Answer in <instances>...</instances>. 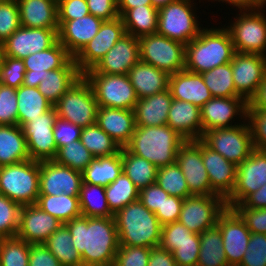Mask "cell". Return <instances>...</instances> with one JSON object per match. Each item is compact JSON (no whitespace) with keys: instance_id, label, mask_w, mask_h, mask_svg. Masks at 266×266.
Segmentation results:
<instances>
[{"instance_id":"1","label":"cell","mask_w":266,"mask_h":266,"mask_svg":"<svg viewBox=\"0 0 266 266\" xmlns=\"http://www.w3.org/2000/svg\"><path fill=\"white\" fill-rule=\"evenodd\" d=\"M83 266H113L119 248L114 217L80 216L64 224Z\"/></svg>"},{"instance_id":"2","label":"cell","mask_w":266,"mask_h":266,"mask_svg":"<svg viewBox=\"0 0 266 266\" xmlns=\"http://www.w3.org/2000/svg\"><path fill=\"white\" fill-rule=\"evenodd\" d=\"M234 53V45L226 27L203 28L196 38L185 45V69L201 74L230 63Z\"/></svg>"},{"instance_id":"3","label":"cell","mask_w":266,"mask_h":266,"mask_svg":"<svg viewBox=\"0 0 266 266\" xmlns=\"http://www.w3.org/2000/svg\"><path fill=\"white\" fill-rule=\"evenodd\" d=\"M119 246L155 248L159 246L162 225L156 215L138 199L114 214Z\"/></svg>"},{"instance_id":"4","label":"cell","mask_w":266,"mask_h":266,"mask_svg":"<svg viewBox=\"0 0 266 266\" xmlns=\"http://www.w3.org/2000/svg\"><path fill=\"white\" fill-rule=\"evenodd\" d=\"M186 140L167 124L162 126L135 127L126 148L157 168L176 162L178 148Z\"/></svg>"},{"instance_id":"5","label":"cell","mask_w":266,"mask_h":266,"mask_svg":"<svg viewBox=\"0 0 266 266\" xmlns=\"http://www.w3.org/2000/svg\"><path fill=\"white\" fill-rule=\"evenodd\" d=\"M39 175L40 162L32 159L0 166V194L21 206L36 204Z\"/></svg>"},{"instance_id":"6","label":"cell","mask_w":266,"mask_h":266,"mask_svg":"<svg viewBox=\"0 0 266 266\" xmlns=\"http://www.w3.org/2000/svg\"><path fill=\"white\" fill-rule=\"evenodd\" d=\"M60 119L81 128L97 121L98 104L90 83L82 75L53 105Z\"/></svg>"},{"instance_id":"7","label":"cell","mask_w":266,"mask_h":266,"mask_svg":"<svg viewBox=\"0 0 266 266\" xmlns=\"http://www.w3.org/2000/svg\"><path fill=\"white\" fill-rule=\"evenodd\" d=\"M191 1L176 0L160 8L156 33L184 45L196 38L203 28L194 13V0Z\"/></svg>"},{"instance_id":"8","label":"cell","mask_w":266,"mask_h":266,"mask_svg":"<svg viewBox=\"0 0 266 266\" xmlns=\"http://www.w3.org/2000/svg\"><path fill=\"white\" fill-rule=\"evenodd\" d=\"M83 76L90 83L99 107L134 110L138 97L128 75L85 72Z\"/></svg>"},{"instance_id":"9","label":"cell","mask_w":266,"mask_h":266,"mask_svg":"<svg viewBox=\"0 0 266 266\" xmlns=\"http://www.w3.org/2000/svg\"><path fill=\"white\" fill-rule=\"evenodd\" d=\"M264 10H240L227 26L235 52L266 57V17Z\"/></svg>"},{"instance_id":"10","label":"cell","mask_w":266,"mask_h":266,"mask_svg":"<svg viewBox=\"0 0 266 266\" xmlns=\"http://www.w3.org/2000/svg\"><path fill=\"white\" fill-rule=\"evenodd\" d=\"M140 61L169 74L185 69V45L157 33L139 38Z\"/></svg>"},{"instance_id":"11","label":"cell","mask_w":266,"mask_h":266,"mask_svg":"<svg viewBox=\"0 0 266 266\" xmlns=\"http://www.w3.org/2000/svg\"><path fill=\"white\" fill-rule=\"evenodd\" d=\"M201 140L237 166L254 150L250 129L245 122L231 128H214L206 131Z\"/></svg>"},{"instance_id":"12","label":"cell","mask_w":266,"mask_h":266,"mask_svg":"<svg viewBox=\"0 0 266 266\" xmlns=\"http://www.w3.org/2000/svg\"><path fill=\"white\" fill-rule=\"evenodd\" d=\"M226 208L220 195H191L183 200L178 221L189 231L200 234L214 227Z\"/></svg>"},{"instance_id":"13","label":"cell","mask_w":266,"mask_h":266,"mask_svg":"<svg viewBox=\"0 0 266 266\" xmlns=\"http://www.w3.org/2000/svg\"><path fill=\"white\" fill-rule=\"evenodd\" d=\"M57 118L53 107L21 126L30 159L38 162L55 159L58 149L53 132Z\"/></svg>"},{"instance_id":"14","label":"cell","mask_w":266,"mask_h":266,"mask_svg":"<svg viewBox=\"0 0 266 266\" xmlns=\"http://www.w3.org/2000/svg\"><path fill=\"white\" fill-rule=\"evenodd\" d=\"M266 184V150L254 149L237 166L236 183L232 193L225 199L226 206L241 204L250 194Z\"/></svg>"},{"instance_id":"15","label":"cell","mask_w":266,"mask_h":266,"mask_svg":"<svg viewBox=\"0 0 266 266\" xmlns=\"http://www.w3.org/2000/svg\"><path fill=\"white\" fill-rule=\"evenodd\" d=\"M176 163L185 176L192 195H218L212 188L201 153V139L185 141L179 148Z\"/></svg>"},{"instance_id":"16","label":"cell","mask_w":266,"mask_h":266,"mask_svg":"<svg viewBox=\"0 0 266 266\" xmlns=\"http://www.w3.org/2000/svg\"><path fill=\"white\" fill-rule=\"evenodd\" d=\"M58 41V29L21 26L2 44L1 56L24 59L52 47Z\"/></svg>"},{"instance_id":"17","label":"cell","mask_w":266,"mask_h":266,"mask_svg":"<svg viewBox=\"0 0 266 266\" xmlns=\"http://www.w3.org/2000/svg\"><path fill=\"white\" fill-rule=\"evenodd\" d=\"M231 67L236 92L249 102L266 76V57L235 52Z\"/></svg>"},{"instance_id":"18","label":"cell","mask_w":266,"mask_h":266,"mask_svg":"<svg viewBox=\"0 0 266 266\" xmlns=\"http://www.w3.org/2000/svg\"><path fill=\"white\" fill-rule=\"evenodd\" d=\"M124 34L126 32L121 17L103 21L94 38L74 57L79 71L84 74L92 69Z\"/></svg>"},{"instance_id":"19","label":"cell","mask_w":266,"mask_h":266,"mask_svg":"<svg viewBox=\"0 0 266 266\" xmlns=\"http://www.w3.org/2000/svg\"><path fill=\"white\" fill-rule=\"evenodd\" d=\"M82 172L60 165L54 160L40 162L39 195L78 197Z\"/></svg>"},{"instance_id":"20","label":"cell","mask_w":266,"mask_h":266,"mask_svg":"<svg viewBox=\"0 0 266 266\" xmlns=\"http://www.w3.org/2000/svg\"><path fill=\"white\" fill-rule=\"evenodd\" d=\"M217 225L222 234V244L228 265L239 266L247 251L250 230L240 215L233 208L228 207L220 214Z\"/></svg>"},{"instance_id":"21","label":"cell","mask_w":266,"mask_h":266,"mask_svg":"<svg viewBox=\"0 0 266 266\" xmlns=\"http://www.w3.org/2000/svg\"><path fill=\"white\" fill-rule=\"evenodd\" d=\"M247 106L248 102L242 97H213L200 108L203 134L214 128L240 125L241 122L233 125L232 119L239 115L240 119L246 121Z\"/></svg>"},{"instance_id":"22","label":"cell","mask_w":266,"mask_h":266,"mask_svg":"<svg viewBox=\"0 0 266 266\" xmlns=\"http://www.w3.org/2000/svg\"><path fill=\"white\" fill-rule=\"evenodd\" d=\"M139 61V38L126 33L92 69L86 72L127 75Z\"/></svg>"},{"instance_id":"23","label":"cell","mask_w":266,"mask_h":266,"mask_svg":"<svg viewBox=\"0 0 266 266\" xmlns=\"http://www.w3.org/2000/svg\"><path fill=\"white\" fill-rule=\"evenodd\" d=\"M62 223L36 204L21 207L17 237L29 244H44Z\"/></svg>"},{"instance_id":"24","label":"cell","mask_w":266,"mask_h":266,"mask_svg":"<svg viewBox=\"0 0 266 266\" xmlns=\"http://www.w3.org/2000/svg\"><path fill=\"white\" fill-rule=\"evenodd\" d=\"M71 58L59 41L44 51L29 55L23 59L26 70L23 85L37 88L44 80L46 71L62 68Z\"/></svg>"},{"instance_id":"25","label":"cell","mask_w":266,"mask_h":266,"mask_svg":"<svg viewBox=\"0 0 266 266\" xmlns=\"http://www.w3.org/2000/svg\"><path fill=\"white\" fill-rule=\"evenodd\" d=\"M58 41L74 58L98 33L101 18L92 14L75 20H58Z\"/></svg>"},{"instance_id":"26","label":"cell","mask_w":266,"mask_h":266,"mask_svg":"<svg viewBox=\"0 0 266 266\" xmlns=\"http://www.w3.org/2000/svg\"><path fill=\"white\" fill-rule=\"evenodd\" d=\"M201 153L211 188L226 199L235 187L237 165L212 150L202 140Z\"/></svg>"},{"instance_id":"27","label":"cell","mask_w":266,"mask_h":266,"mask_svg":"<svg viewBox=\"0 0 266 266\" xmlns=\"http://www.w3.org/2000/svg\"><path fill=\"white\" fill-rule=\"evenodd\" d=\"M96 124L105 131L120 148L126 147L135 130L134 110L99 107Z\"/></svg>"},{"instance_id":"28","label":"cell","mask_w":266,"mask_h":266,"mask_svg":"<svg viewBox=\"0 0 266 266\" xmlns=\"http://www.w3.org/2000/svg\"><path fill=\"white\" fill-rule=\"evenodd\" d=\"M169 90L172 98L190 102L199 108L213 98L202 75L186 69L170 74Z\"/></svg>"},{"instance_id":"29","label":"cell","mask_w":266,"mask_h":266,"mask_svg":"<svg viewBox=\"0 0 266 266\" xmlns=\"http://www.w3.org/2000/svg\"><path fill=\"white\" fill-rule=\"evenodd\" d=\"M167 125L186 141H195L203 136L200 108L190 102L173 98Z\"/></svg>"},{"instance_id":"30","label":"cell","mask_w":266,"mask_h":266,"mask_svg":"<svg viewBox=\"0 0 266 266\" xmlns=\"http://www.w3.org/2000/svg\"><path fill=\"white\" fill-rule=\"evenodd\" d=\"M21 26L59 29L57 0H17Z\"/></svg>"},{"instance_id":"31","label":"cell","mask_w":266,"mask_h":266,"mask_svg":"<svg viewBox=\"0 0 266 266\" xmlns=\"http://www.w3.org/2000/svg\"><path fill=\"white\" fill-rule=\"evenodd\" d=\"M127 75L138 99L169 89L170 74L151 64L139 61L130 69Z\"/></svg>"},{"instance_id":"32","label":"cell","mask_w":266,"mask_h":266,"mask_svg":"<svg viewBox=\"0 0 266 266\" xmlns=\"http://www.w3.org/2000/svg\"><path fill=\"white\" fill-rule=\"evenodd\" d=\"M172 99L169 89L138 99L134 108L136 127L166 125Z\"/></svg>"},{"instance_id":"33","label":"cell","mask_w":266,"mask_h":266,"mask_svg":"<svg viewBox=\"0 0 266 266\" xmlns=\"http://www.w3.org/2000/svg\"><path fill=\"white\" fill-rule=\"evenodd\" d=\"M82 75L72 57L62 68L46 71L37 88L54 105Z\"/></svg>"},{"instance_id":"34","label":"cell","mask_w":266,"mask_h":266,"mask_svg":"<svg viewBox=\"0 0 266 266\" xmlns=\"http://www.w3.org/2000/svg\"><path fill=\"white\" fill-rule=\"evenodd\" d=\"M30 159L26 139L19 125H0V166Z\"/></svg>"},{"instance_id":"35","label":"cell","mask_w":266,"mask_h":266,"mask_svg":"<svg viewBox=\"0 0 266 266\" xmlns=\"http://www.w3.org/2000/svg\"><path fill=\"white\" fill-rule=\"evenodd\" d=\"M123 172L121 150L114 155L96 157L82 171L84 183L106 187Z\"/></svg>"},{"instance_id":"36","label":"cell","mask_w":266,"mask_h":266,"mask_svg":"<svg viewBox=\"0 0 266 266\" xmlns=\"http://www.w3.org/2000/svg\"><path fill=\"white\" fill-rule=\"evenodd\" d=\"M17 108H18V125L21 127L35 119L39 115L53 108V105L43 94L35 87H26L21 85L16 89Z\"/></svg>"},{"instance_id":"37","label":"cell","mask_w":266,"mask_h":266,"mask_svg":"<svg viewBox=\"0 0 266 266\" xmlns=\"http://www.w3.org/2000/svg\"><path fill=\"white\" fill-rule=\"evenodd\" d=\"M121 18L125 32L134 37L140 38L157 32L158 9L152 5L129 9Z\"/></svg>"},{"instance_id":"38","label":"cell","mask_w":266,"mask_h":266,"mask_svg":"<svg viewBox=\"0 0 266 266\" xmlns=\"http://www.w3.org/2000/svg\"><path fill=\"white\" fill-rule=\"evenodd\" d=\"M123 172L139 189L156 182L158 168L148 160L131 153L126 147L121 148Z\"/></svg>"},{"instance_id":"39","label":"cell","mask_w":266,"mask_h":266,"mask_svg":"<svg viewBox=\"0 0 266 266\" xmlns=\"http://www.w3.org/2000/svg\"><path fill=\"white\" fill-rule=\"evenodd\" d=\"M199 237L200 251L197 266H229L222 244V234L217 224L200 233Z\"/></svg>"},{"instance_id":"40","label":"cell","mask_w":266,"mask_h":266,"mask_svg":"<svg viewBox=\"0 0 266 266\" xmlns=\"http://www.w3.org/2000/svg\"><path fill=\"white\" fill-rule=\"evenodd\" d=\"M72 235L62 224L46 240L44 245L59 260L62 266H83L82 256L73 246Z\"/></svg>"},{"instance_id":"41","label":"cell","mask_w":266,"mask_h":266,"mask_svg":"<svg viewBox=\"0 0 266 266\" xmlns=\"http://www.w3.org/2000/svg\"><path fill=\"white\" fill-rule=\"evenodd\" d=\"M36 205L62 224L82 216L78 197H70L65 194L57 196L39 195Z\"/></svg>"},{"instance_id":"42","label":"cell","mask_w":266,"mask_h":266,"mask_svg":"<svg viewBox=\"0 0 266 266\" xmlns=\"http://www.w3.org/2000/svg\"><path fill=\"white\" fill-rule=\"evenodd\" d=\"M78 198L82 216L114 217L108 207L105 187L82 182Z\"/></svg>"},{"instance_id":"43","label":"cell","mask_w":266,"mask_h":266,"mask_svg":"<svg viewBox=\"0 0 266 266\" xmlns=\"http://www.w3.org/2000/svg\"><path fill=\"white\" fill-rule=\"evenodd\" d=\"M140 190L122 172L118 178L105 187V196L110 211L115 214L126 205L139 199Z\"/></svg>"},{"instance_id":"44","label":"cell","mask_w":266,"mask_h":266,"mask_svg":"<svg viewBox=\"0 0 266 266\" xmlns=\"http://www.w3.org/2000/svg\"><path fill=\"white\" fill-rule=\"evenodd\" d=\"M80 141L96 157L117 154L120 146L96 123L81 129Z\"/></svg>"},{"instance_id":"45","label":"cell","mask_w":266,"mask_h":266,"mask_svg":"<svg viewBox=\"0 0 266 266\" xmlns=\"http://www.w3.org/2000/svg\"><path fill=\"white\" fill-rule=\"evenodd\" d=\"M213 97H241L235 89L231 62L201 73Z\"/></svg>"},{"instance_id":"46","label":"cell","mask_w":266,"mask_h":266,"mask_svg":"<svg viewBox=\"0 0 266 266\" xmlns=\"http://www.w3.org/2000/svg\"><path fill=\"white\" fill-rule=\"evenodd\" d=\"M156 183L169 195L182 199L192 195L188 189L185 176L176 162L158 168Z\"/></svg>"},{"instance_id":"47","label":"cell","mask_w":266,"mask_h":266,"mask_svg":"<svg viewBox=\"0 0 266 266\" xmlns=\"http://www.w3.org/2000/svg\"><path fill=\"white\" fill-rule=\"evenodd\" d=\"M30 244L13 236L0 238V266H28Z\"/></svg>"},{"instance_id":"48","label":"cell","mask_w":266,"mask_h":266,"mask_svg":"<svg viewBox=\"0 0 266 266\" xmlns=\"http://www.w3.org/2000/svg\"><path fill=\"white\" fill-rule=\"evenodd\" d=\"M95 157L79 140L58 148L54 161L82 172Z\"/></svg>"},{"instance_id":"49","label":"cell","mask_w":266,"mask_h":266,"mask_svg":"<svg viewBox=\"0 0 266 266\" xmlns=\"http://www.w3.org/2000/svg\"><path fill=\"white\" fill-rule=\"evenodd\" d=\"M193 241H200L199 234L189 231L179 221H175L162 226L159 247L173 252L176 246Z\"/></svg>"},{"instance_id":"50","label":"cell","mask_w":266,"mask_h":266,"mask_svg":"<svg viewBox=\"0 0 266 266\" xmlns=\"http://www.w3.org/2000/svg\"><path fill=\"white\" fill-rule=\"evenodd\" d=\"M21 205L0 194V238L16 236Z\"/></svg>"},{"instance_id":"51","label":"cell","mask_w":266,"mask_h":266,"mask_svg":"<svg viewBox=\"0 0 266 266\" xmlns=\"http://www.w3.org/2000/svg\"><path fill=\"white\" fill-rule=\"evenodd\" d=\"M26 70L22 59L0 57V83L18 89L24 82Z\"/></svg>"},{"instance_id":"52","label":"cell","mask_w":266,"mask_h":266,"mask_svg":"<svg viewBox=\"0 0 266 266\" xmlns=\"http://www.w3.org/2000/svg\"><path fill=\"white\" fill-rule=\"evenodd\" d=\"M20 27L17 0H0V44Z\"/></svg>"},{"instance_id":"53","label":"cell","mask_w":266,"mask_h":266,"mask_svg":"<svg viewBox=\"0 0 266 266\" xmlns=\"http://www.w3.org/2000/svg\"><path fill=\"white\" fill-rule=\"evenodd\" d=\"M0 125H18L16 89L0 83Z\"/></svg>"},{"instance_id":"54","label":"cell","mask_w":266,"mask_h":266,"mask_svg":"<svg viewBox=\"0 0 266 266\" xmlns=\"http://www.w3.org/2000/svg\"><path fill=\"white\" fill-rule=\"evenodd\" d=\"M247 121L254 149L266 150V110L247 109Z\"/></svg>"},{"instance_id":"55","label":"cell","mask_w":266,"mask_h":266,"mask_svg":"<svg viewBox=\"0 0 266 266\" xmlns=\"http://www.w3.org/2000/svg\"><path fill=\"white\" fill-rule=\"evenodd\" d=\"M151 248L119 246L113 266H147Z\"/></svg>"},{"instance_id":"56","label":"cell","mask_w":266,"mask_h":266,"mask_svg":"<svg viewBox=\"0 0 266 266\" xmlns=\"http://www.w3.org/2000/svg\"><path fill=\"white\" fill-rule=\"evenodd\" d=\"M239 266H266V234L251 233Z\"/></svg>"},{"instance_id":"57","label":"cell","mask_w":266,"mask_h":266,"mask_svg":"<svg viewBox=\"0 0 266 266\" xmlns=\"http://www.w3.org/2000/svg\"><path fill=\"white\" fill-rule=\"evenodd\" d=\"M251 233L266 234V208L233 207Z\"/></svg>"},{"instance_id":"58","label":"cell","mask_w":266,"mask_h":266,"mask_svg":"<svg viewBox=\"0 0 266 266\" xmlns=\"http://www.w3.org/2000/svg\"><path fill=\"white\" fill-rule=\"evenodd\" d=\"M81 127L69 121L57 118L54 126L53 136L57 149L80 139Z\"/></svg>"},{"instance_id":"59","label":"cell","mask_w":266,"mask_h":266,"mask_svg":"<svg viewBox=\"0 0 266 266\" xmlns=\"http://www.w3.org/2000/svg\"><path fill=\"white\" fill-rule=\"evenodd\" d=\"M58 20H75L89 15L86 0H57Z\"/></svg>"},{"instance_id":"60","label":"cell","mask_w":266,"mask_h":266,"mask_svg":"<svg viewBox=\"0 0 266 266\" xmlns=\"http://www.w3.org/2000/svg\"><path fill=\"white\" fill-rule=\"evenodd\" d=\"M200 241L184 242L176 246L172 253L177 266H197Z\"/></svg>"},{"instance_id":"61","label":"cell","mask_w":266,"mask_h":266,"mask_svg":"<svg viewBox=\"0 0 266 266\" xmlns=\"http://www.w3.org/2000/svg\"><path fill=\"white\" fill-rule=\"evenodd\" d=\"M183 200L184 199L180 197L172 195H169L167 198H165L161 209H157V211L154 213L162 226L178 221Z\"/></svg>"},{"instance_id":"62","label":"cell","mask_w":266,"mask_h":266,"mask_svg":"<svg viewBox=\"0 0 266 266\" xmlns=\"http://www.w3.org/2000/svg\"><path fill=\"white\" fill-rule=\"evenodd\" d=\"M169 194L165 192L156 182L143 188L139 193V200L151 212L155 213L157 209H161L165 198Z\"/></svg>"},{"instance_id":"63","label":"cell","mask_w":266,"mask_h":266,"mask_svg":"<svg viewBox=\"0 0 266 266\" xmlns=\"http://www.w3.org/2000/svg\"><path fill=\"white\" fill-rule=\"evenodd\" d=\"M89 13L103 21H111L119 17L117 0H86Z\"/></svg>"},{"instance_id":"64","label":"cell","mask_w":266,"mask_h":266,"mask_svg":"<svg viewBox=\"0 0 266 266\" xmlns=\"http://www.w3.org/2000/svg\"><path fill=\"white\" fill-rule=\"evenodd\" d=\"M28 266H62L44 244H30Z\"/></svg>"},{"instance_id":"65","label":"cell","mask_w":266,"mask_h":266,"mask_svg":"<svg viewBox=\"0 0 266 266\" xmlns=\"http://www.w3.org/2000/svg\"><path fill=\"white\" fill-rule=\"evenodd\" d=\"M147 266H177V264L171 252L158 246L151 248Z\"/></svg>"},{"instance_id":"66","label":"cell","mask_w":266,"mask_h":266,"mask_svg":"<svg viewBox=\"0 0 266 266\" xmlns=\"http://www.w3.org/2000/svg\"><path fill=\"white\" fill-rule=\"evenodd\" d=\"M234 207L266 208V184L250 194L241 204Z\"/></svg>"},{"instance_id":"67","label":"cell","mask_w":266,"mask_h":266,"mask_svg":"<svg viewBox=\"0 0 266 266\" xmlns=\"http://www.w3.org/2000/svg\"><path fill=\"white\" fill-rule=\"evenodd\" d=\"M227 2L230 5L238 7L239 10H261L266 6V0H213Z\"/></svg>"},{"instance_id":"68","label":"cell","mask_w":266,"mask_h":266,"mask_svg":"<svg viewBox=\"0 0 266 266\" xmlns=\"http://www.w3.org/2000/svg\"><path fill=\"white\" fill-rule=\"evenodd\" d=\"M247 109L266 110V76L263 83L258 87L256 94L248 102Z\"/></svg>"},{"instance_id":"69","label":"cell","mask_w":266,"mask_h":266,"mask_svg":"<svg viewBox=\"0 0 266 266\" xmlns=\"http://www.w3.org/2000/svg\"><path fill=\"white\" fill-rule=\"evenodd\" d=\"M152 5L151 0H117L119 17H122L129 9Z\"/></svg>"},{"instance_id":"70","label":"cell","mask_w":266,"mask_h":266,"mask_svg":"<svg viewBox=\"0 0 266 266\" xmlns=\"http://www.w3.org/2000/svg\"><path fill=\"white\" fill-rule=\"evenodd\" d=\"M176 0H151L152 6H154L156 9H160L168 4H170L171 2H174Z\"/></svg>"},{"instance_id":"71","label":"cell","mask_w":266,"mask_h":266,"mask_svg":"<svg viewBox=\"0 0 266 266\" xmlns=\"http://www.w3.org/2000/svg\"><path fill=\"white\" fill-rule=\"evenodd\" d=\"M1 54H2V47H1V44H0V57H1Z\"/></svg>"}]
</instances>
